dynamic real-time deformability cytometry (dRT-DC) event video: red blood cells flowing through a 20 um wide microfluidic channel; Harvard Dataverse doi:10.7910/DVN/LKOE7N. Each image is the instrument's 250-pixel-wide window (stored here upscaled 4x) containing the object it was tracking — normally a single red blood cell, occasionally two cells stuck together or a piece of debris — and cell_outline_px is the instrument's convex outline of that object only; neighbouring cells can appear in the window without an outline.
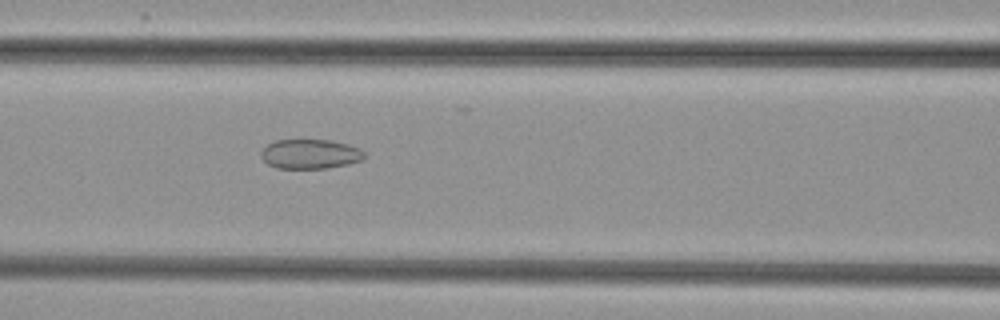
{"species": "common noctule bat (a hibernating species)", "species_latin": "Nyctalus noctula", "temperature_condition": "cold", "stored_images_in_passage": 54, "camera_frame_rate_fps": 3000, "um_per_image_px": 0.085, "animal": {"sex": "female", "body_mass_g": 29.2, "forearm_length_mm": 56.3}, "frame": {"image": 1, "passage_image": 24, "time_ms": 7.667, "image_size_px": [1000, 320], "cell_outline_px": [[364, 160], [348, 164], [328, 168], [276, 168], [268, 164], [260, 156], [260, 152], [268, 144], [276, 140], [332, 140], [348, 144], [360, 148], [364, 152]], "centroid_in_image_um": [26.38, 13.09], "position_along_channel_um": 140.2, "area_um2": 17.86}}
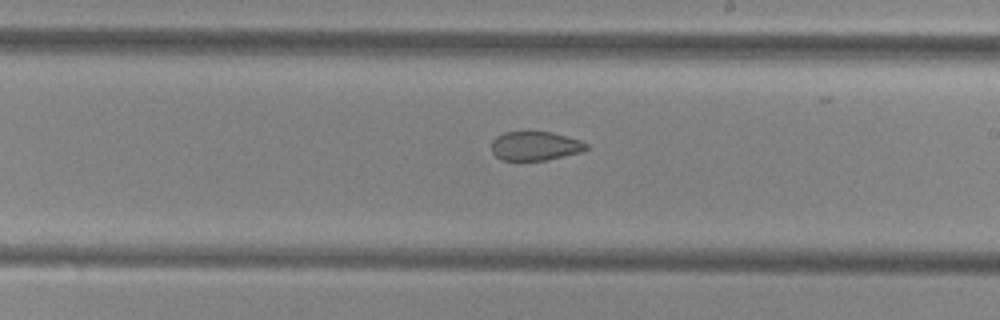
{"frame": {"image": 2, "passage_image": 32, "time_ms": 10.333, "image_size_px": [1000, 320], "cell_outline_px": [[588, 148], [580, 152], [548, 160], [500, 160], [492, 152], [492, 140], [496, 136], [504, 132], [552, 132], [580, 140], [588, 144]], "centroid_in_image_um": [45.48, 12.41], "position_along_channel_um": 243.5, "area_um2": 16.01}}
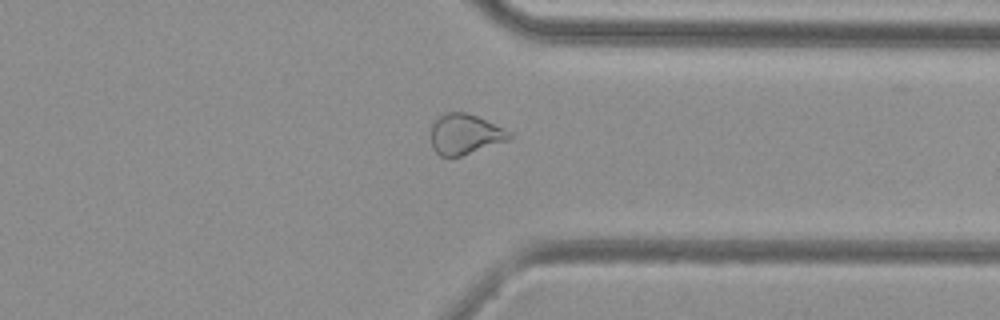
{"frame": {"image": 3, "passage_image": 42, "time_ms": 13.667, "image_size_px": [1000, 320], "cell_outline_px": [[512, 136], [508, 140], [460, 156], [440, 156], [432, 148], [432, 124], [444, 112], [464, 112], [476, 116], [504, 128], [512, 132]], "centroid_in_image_um": [39.52, 11.4], "position_along_channel_um": 371.9, "area_um2": 18.15}}